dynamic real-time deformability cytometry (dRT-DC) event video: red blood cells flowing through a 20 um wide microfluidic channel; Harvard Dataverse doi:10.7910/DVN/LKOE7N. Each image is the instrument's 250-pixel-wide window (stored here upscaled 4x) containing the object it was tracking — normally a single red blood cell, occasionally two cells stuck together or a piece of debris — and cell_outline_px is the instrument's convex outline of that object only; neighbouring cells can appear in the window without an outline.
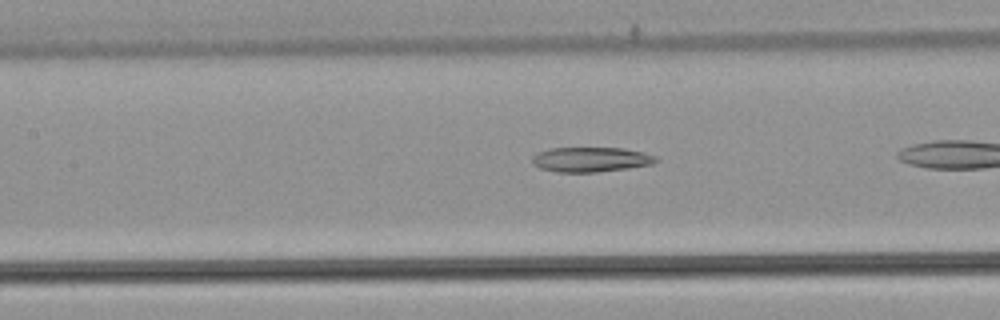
{"species": "common noctule bat (a hibernating species)", "species_latin": "Nyctalus noctula", "temperature_condition": "warm", "stored_images_in_passage": 9, "camera_frame_rate_fps": 3000, "um_per_image_px": 0.085, "animal": {"sex": "male", "body_mass_g": 21.5, "forearm_length_mm": 52.0}, "frame": {"image": 1, "passage_image": 7, "time_ms": 2.0, "image_size_px": [1000, 320], "cell_outline_px": [[660, 160], [652, 164], [628, 168], [596, 172], [556, 172], [540, 168], [532, 164], [532, 156], [536, 152], [552, 148], [624, 148], [644, 152], [656, 156]], "centroid_in_image_um": [50.22, 13.55], "position_along_channel_um": 157.2, "area_um2": 18.03}}